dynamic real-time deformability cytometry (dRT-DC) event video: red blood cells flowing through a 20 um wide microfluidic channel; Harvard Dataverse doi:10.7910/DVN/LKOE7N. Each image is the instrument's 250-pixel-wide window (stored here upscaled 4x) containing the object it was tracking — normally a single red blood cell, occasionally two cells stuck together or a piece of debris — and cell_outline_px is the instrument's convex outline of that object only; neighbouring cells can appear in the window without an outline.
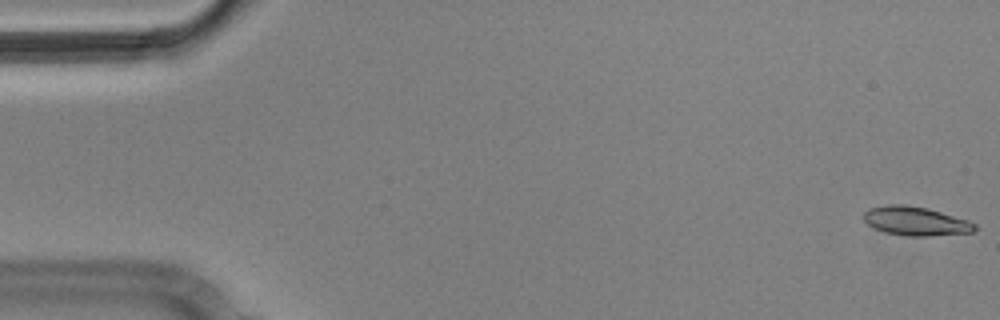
{"species": "Egyptian fruit bat (a non-hibernating species)", "species_latin": "Rousettus aegyptiacus", "temperature_condition": "cold", "stored_images_in_passage": 5, "camera_frame_rate_fps": 3000, "um_per_image_px": 0.085, "animal": {"sex": "male"}, "frame": {"image": 1, "passage_image": 1, "time_ms": 0.0, "image_size_px": [1000, 320], "cell_outline_px": [[976, 228], [972, 232], [928, 236], [908, 236], [884, 232], [868, 224], [864, 220], [864, 212], [868, 208], [888, 204], [908, 204], [928, 208], [968, 220], [976, 224]], "centroid_in_image_um": [77.82, 18.78], "position_along_channel_um": 7.2, "area_um2": 18.73}}
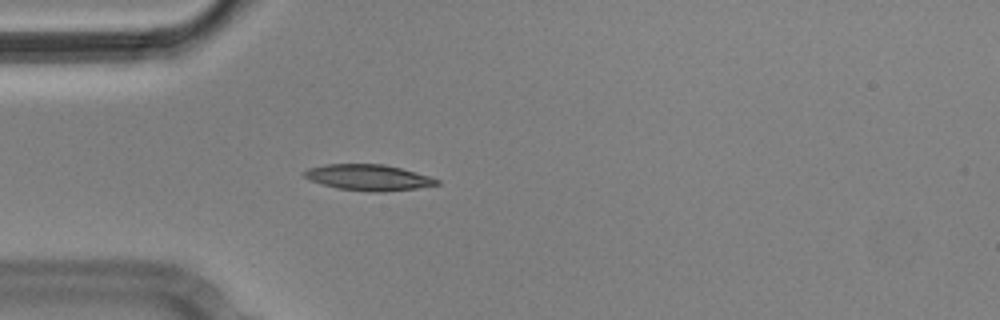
{"frame": {"image": 2, "passage_image": 5, "time_ms": 1.333, "image_size_px": [1000, 320], "cell_outline_px": [[440, 184], [416, 188], [384, 192], [368, 192], [336, 188], [320, 184], [308, 180], [304, 176], [304, 172], [308, 168], [324, 164], [384, 164], [432, 176], [440, 180]], "centroid_in_image_um": [31.31, 15.09], "position_along_channel_um": 53.7, "area_um2": 20.29}}